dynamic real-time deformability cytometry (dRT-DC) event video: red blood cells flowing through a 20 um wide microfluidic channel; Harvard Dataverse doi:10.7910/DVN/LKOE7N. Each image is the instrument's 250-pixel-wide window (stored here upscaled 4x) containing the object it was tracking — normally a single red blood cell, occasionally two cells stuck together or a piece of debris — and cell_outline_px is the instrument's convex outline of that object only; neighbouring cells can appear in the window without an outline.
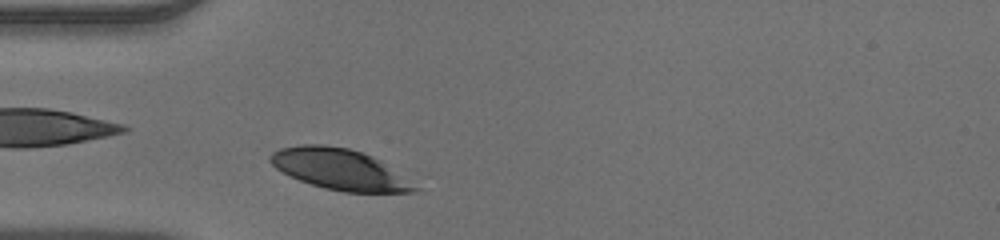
{"species": "human", "species_latin": "Homo sapiens", "temperature_condition": "warm", "stored_images_in_passage": 34, "camera_frame_rate_fps": 3000, "um_per_image_px": 0.085, "donor": {"sex": "male"}, "frame": {"image": 1, "passage_image": 2, "time_ms": 0.333, "image_size_px": [1000, 240], "cell_outline_px": [[420, 188], [416, 192], [344, 192], [324, 188], [300, 180], [276, 168], [268, 160], [268, 156], [272, 152], [280, 148], [300, 144], [324, 144], [348, 148], [372, 156]], "centroid_in_image_um": [28.82, 14.38], "position_along_channel_um": 56.2, "area_um2": 33.87}}
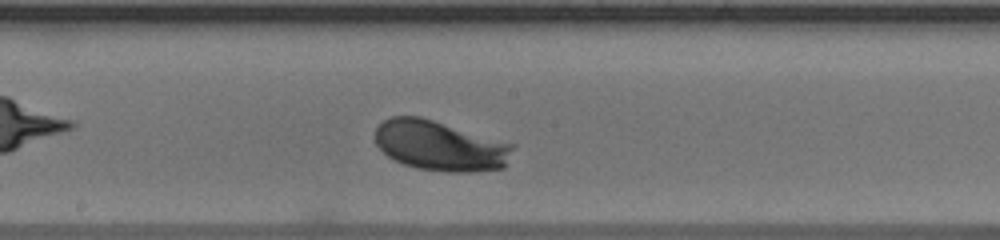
{"frame": {"image": 2, "passage_image": 14, "time_ms": 4.333, "image_size_px": [1000, 240], "cell_outline_px": [[516, 144], [504, 168], [472, 172], [444, 172], [416, 168], [392, 160], [376, 144], [376, 128], [384, 120], [392, 116], [420, 116]], "centroid_in_image_um": [37.43, 12.39], "position_along_channel_um": 210.8, "area_um2": 40.4}}
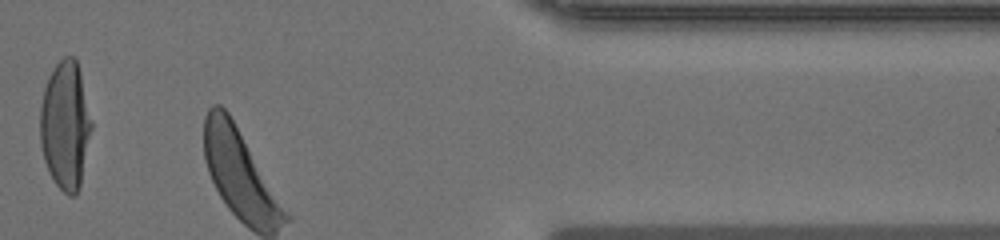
{"frame": {"image": 3, "passage_image": 29, "time_ms": 9.333, "image_size_px": [1000, 240], "cell_outline_px": [[92, 128], [80, 184], [76, 192], [72, 196], [68, 196], [56, 184], [44, 160], [40, 144], [40, 104], [44, 88], [48, 76], [52, 68], [64, 56], [72, 56], [76, 60], [80, 72], [92, 124]], "centroid_in_image_um": [5.53, 10.62], "position_along_channel_um": 405.9, "area_um2": 38.09}}